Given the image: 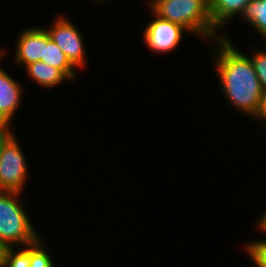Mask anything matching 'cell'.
Here are the masks:
<instances>
[{
	"label": "cell",
	"instance_id": "6da1fadb",
	"mask_svg": "<svg viewBox=\"0 0 266 267\" xmlns=\"http://www.w3.org/2000/svg\"><path fill=\"white\" fill-rule=\"evenodd\" d=\"M216 39L215 68L222 93L237 111L258 121L263 90L248 55L239 51L226 36Z\"/></svg>",
	"mask_w": 266,
	"mask_h": 267
},
{
	"label": "cell",
	"instance_id": "7a4b0ae2",
	"mask_svg": "<svg viewBox=\"0 0 266 267\" xmlns=\"http://www.w3.org/2000/svg\"><path fill=\"white\" fill-rule=\"evenodd\" d=\"M149 9L159 18L184 27L201 39L222 38L213 26L209 14V0H149ZM218 33V34H217Z\"/></svg>",
	"mask_w": 266,
	"mask_h": 267
},
{
	"label": "cell",
	"instance_id": "3957f363",
	"mask_svg": "<svg viewBox=\"0 0 266 267\" xmlns=\"http://www.w3.org/2000/svg\"><path fill=\"white\" fill-rule=\"evenodd\" d=\"M21 194L0 190V244L4 248L28 246L41 238L19 200Z\"/></svg>",
	"mask_w": 266,
	"mask_h": 267
},
{
	"label": "cell",
	"instance_id": "277c9868",
	"mask_svg": "<svg viewBox=\"0 0 266 267\" xmlns=\"http://www.w3.org/2000/svg\"><path fill=\"white\" fill-rule=\"evenodd\" d=\"M14 132L0 149V190L21 192L28 176V165Z\"/></svg>",
	"mask_w": 266,
	"mask_h": 267
},
{
	"label": "cell",
	"instance_id": "5b68a950",
	"mask_svg": "<svg viewBox=\"0 0 266 267\" xmlns=\"http://www.w3.org/2000/svg\"><path fill=\"white\" fill-rule=\"evenodd\" d=\"M49 28H45L50 39L66 54L69 61L76 67L82 68L86 64L85 43L76 25L66 17L60 15Z\"/></svg>",
	"mask_w": 266,
	"mask_h": 267
},
{
	"label": "cell",
	"instance_id": "8992f818",
	"mask_svg": "<svg viewBox=\"0 0 266 267\" xmlns=\"http://www.w3.org/2000/svg\"><path fill=\"white\" fill-rule=\"evenodd\" d=\"M151 13L152 22L150 21L142 32L145 45L149 50L160 54L176 50L187 30L178 24L159 18L152 11Z\"/></svg>",
	"mask_w": 266,
	"mask_h": 267
},
{
	"label": "cell",
	"instance_id": "52a82bcc",
	"mask_svg": "<svg viewBox=\"0 0 266 267\" xmlns=\"http://www.w3.org/2000/svg\"><path fill=\"white\" fill-rule=\"evenodd\" d=\"M14 60L24 67L30 63L41 61L44 52V28L30 27L19 33Z\"/></svg>",
	"mask_w": 266,
	"mask_h": 267
},
{
	"label": "cell",
	"instance_id": "ba28073f",
	"mask_svg": "<svg viewBox=\"0 0 266 267\" xmlns=\"http://www.w3.org/2000/svg\"><path fill=\"white\" fill-rule=\"evenodd\" d=\"M3 69L0 64V120L11 124L22 100V85Z\"/></svg>",
	"mask_w": 266,
	"mask_h": 267
},
{
	"label": "cell",
	"instance_id": "9c48e42d",
	"mask_svg": "<svg viewBox=\"0 0 266 267\" xmlns=\"http://www.w3.org/2000/svg\"><path fill=\"white\" fill-rule=\"evenodd\" d=\"M251 0H209V14L213 26L221 31L224 24L241 16Z\"/></svg>",
	"mask_w": 266,
	"mask_h": 267
},
{
	"label": "cell",
	"instance_id": "30bf717a",
	"mask_svg": "<svg viewBox=\"0 0 266 267\" xmlns=\"http://www.w3.org/2000/svg\"><path fill=\"white\" fill-rule=\"evenodd\" d=\"M28 76L42 87L48 88L51 91L52 87L59 86L65 80L71 79L61 70L54 68L42 61L30 63L25 66ZM51 88V89H50Z\"/></svg>",
	"mask_w": 266,
	"mask_h": 267
},
{
	"label": "cell",
	"instance_id": "8fae6325",
	"mask_svg": "<svg viewBox=\"0 0 266 267\" xmlns=\"http://www.w3.org/2000/svg\"><path fill=\"white\" fill-rule=\"evenodd\" d=\"M41 61L61 69L71 80L76 77V67L69 61L62 49L53 42L44 28V52Z\"/></svg>",
	"mask_w": 266,
	"mask_h": 267
},
{
	"label": "cell",
	"instance_id": "7c38bea8",
	"mask_svg": "<svg viewBox=\"0 0 266 267\" xmlns=\"http://www.w3.org/2000/svg\"><path fill=\"white\" fill-rule=\"evenodd\" d=\"M241 17L261 35L266 43V0H251Z\"/></svg>",
	"mask_w": 266,
	"mask_h": 267
},
{
	"label": "cell",
	"instance_id": "4fadbf2b",
	"mask_svg": "<svg viewBox=\"0 0 266 267\" xmlns=\"http://www.w3.org/2000/svg\"><path fill=\"white\" fill-rule=\"evenodd\" d=\"M21 248H5L1 267H30V245Z\"/></svg>",
	"mask_w": 266,
	"mask_h": 267
},
{
	"label": "cell",
	"instance_id": "5bb4252c",
	"mask_svg": "<svg viewBox=\"0 0 266 267\" xmlns=\"http://www.w3.org/2000/svg\"><path fill=\"white\" fill-rule=\"evenodd\" d=\"M30 267H55L42 238L30 245Z\"/></svg>",
	"mask_w": 266,
	"mask_h": 267
},
{
	"label": "cell",
	"instance_id": "9a60e30c",
	"mask_svg": "<svg viewBox=\"0 0 266 267\" xmlns=\"http://www.w3.org/2000/svg\"><path fill=\"white\" fill-rule=\"evenodd\" d=\"M245 252L257 267H266V240H253L245 244ZM255 266V267H256Z\"/></svg>",
	"mask_w": 266,
	"mask_h": 267
},
{
	"label": "cell",
	"instance_id": "2e32d148",
	"mask_svg": "<svg viewBox=\"0 0 266 267\" xmlns=\"http://www.w3.org/2000/svg\"><path fill=\"white\" fill-rule=\"evenodd\" d=\"M266 45V43H265ZM251 58L252 64L254 66L255 72L260 81L262 90L266 89V50H252Z\"/></svg>",
	"mask_w": 266,
	"mask_h": 267
},
{
	"label": "cell",
	"instance_id": "e0dca14e",
	"mask_svg": "<svg viewBox=\"0 0 266 267\" xmlns=\"http://www.w3.org/2000/svg\"><path fill=\"white\" fill-rule=\"evenodd\" d=\"M11 124L0 120V149L2 144L8 139V137L13 133L11 129Z\"/></svg>",
	"mask_w": 266,
	"mask_h": 267
},
{
	"label": "cell",
	"instance_id": "ac0fdd59",
	"mask_svg": "<svg viewBox=\"0 0 266 267\" xmlns=\"http://www.w3.org/2000/svg\"><path fill=\"white\" fill-rule=\"evenodd\" d=\"M266 89L263 90V98H262V104H261V112L259 115L258 122H264L266 123Z\"/></svg>",
	"mask_w": 266,
	"mask_h": 267
},
{
	"label": "cell",
	"instance_id": "d6986e66",
	"mask_svg": "<svg viewBox=\"0 0 266 267\" xmlns=\"http://www.w3.org/2000/svg\"><path fill=\"white\" fill-rule=\"evenodd\" d=\"M258 225H256L260 230L262 231V233L266 234V211L264 212V214H262L261 219H259L258 223H256Z\"/></svg>",
	"mask_w": 266,
	"mask_h": 267
},
{
	"label": "cell",
	"instance_id": "ffe728a7",
	"mask_svg": "<svg viewBox=\"0 0 266 267\" xmlns=\"http://www.w3.org/2000/svg\"><path fill=\"white\" fill-rule=\"evenodd\" d=\"M4 247L0 244V267L2 266Z\"/></svg>",
	"mask_w": 266,
	"mask_h": 267
},
{
	"label": "cell",
	"instance_id": "44dd1931",
	"mask_svg": "<svg viewBox=\"0 0 266 267\" xmlns=\"http://www.w3.org/2000/svg\"><path fill=\"white\" fill-rule=\"evenodd\" d=\"M5 52H6V49L0 48V61L2 60V57L4 58Z\"/></svg>",
	"mask_w": 266,
	"mask_h": 267
}]
</instances>
